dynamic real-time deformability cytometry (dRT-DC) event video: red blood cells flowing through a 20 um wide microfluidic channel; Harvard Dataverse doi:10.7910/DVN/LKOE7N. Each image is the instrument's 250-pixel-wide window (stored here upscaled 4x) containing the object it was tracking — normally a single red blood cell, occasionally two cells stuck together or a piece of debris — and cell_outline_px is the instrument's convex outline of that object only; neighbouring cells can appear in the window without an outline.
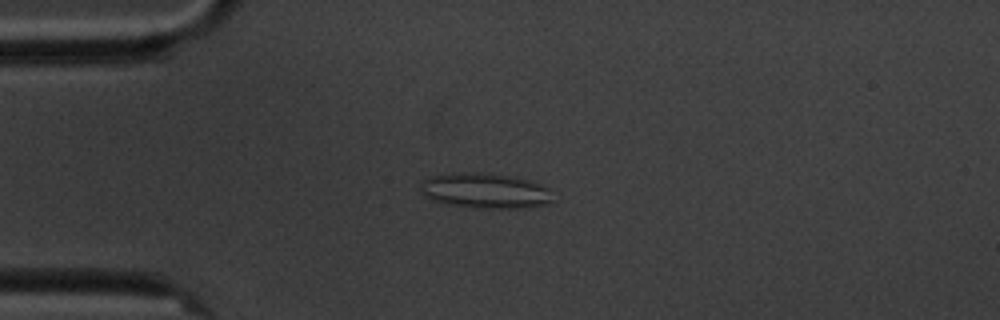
{"species": "common noctule bat (a hibernating species)", "species_latin": "Nyctalus noctula", "temperature_condition": "cold", "stored_images_in_passage": 5, "camera_frame_rate_fps": 3000, "um_per_image_px": 0.085, "animal": {"sex": "male", "body_mass_g": 20.1, "forearm_length_mm": 53.5}, "frame": {"image": 1, "passage_image": 4, "time_ms": 3.333, "image_size_px": [1000, 320], "cell_outline_px": [[552, 200], [548, 204], [516, 208], [492, 208], [444, 204], [424, 196], [420, 192], [420, 188], [424, 180], [428, 176], [464, 172], [480, 172], [508, 176], [528, 180], [540, 184], [548, 188]], "centroid_in_image_um": [41.2, 16.2], "position_along_channel_um": 43.8, "area_um2": 26.82}}